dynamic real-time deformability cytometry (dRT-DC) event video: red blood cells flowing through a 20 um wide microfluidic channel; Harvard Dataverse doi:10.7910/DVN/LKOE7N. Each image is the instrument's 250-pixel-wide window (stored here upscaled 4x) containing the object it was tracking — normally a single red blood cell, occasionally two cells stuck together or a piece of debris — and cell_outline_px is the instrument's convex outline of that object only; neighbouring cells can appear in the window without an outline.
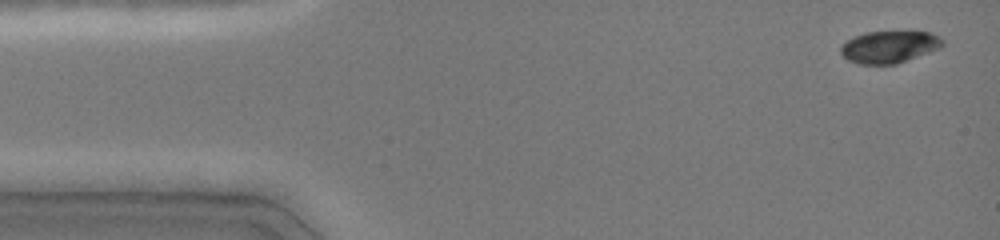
{"species": "common noctule bat (a hibernating species)", "species_latin": "Nyctalus noctula", "temperature_condition": "cold", "stored_images_in_passage": 15, "camera_frame_rate_fps": 3000, "um_per_image_px": 0.085, "animal": {"sex": "female", "body_mass_g": 19.0, "forearm_length_mm": 51.5}, "frame": {"image": 1, "passage_image": 1, "time_ms": 0.0, "image_size_px": [1000, 240], "cell_outline_px": [[944, 44], [940, 48], [896, 64], [860, 64], [848, 60], [840, 52], [840, 44], [852, 36], [864, 32], [932, 32], [940, 36], [944, 40]], "centroid_in_image_um": [75.57, 3.97], "position_along_channel_um": 9.4, "area_um2": 19.19}}
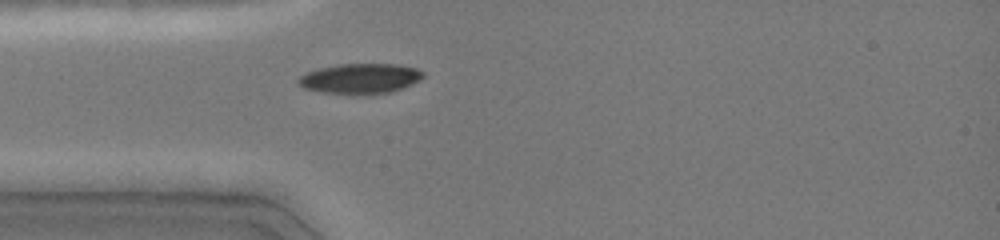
{"frame": {"image": 2, "passage_image": 12, "time_ms": 3.667, "image_size_px": [1000, 240], "cell_outline_px": [[424, 76], [420, 80], [412, 84], [392, 92], [360, 96], [352, 96], [324, 92], [304, 88], [296, 80], [300, 76], [316, 68], [340, 64], [396, 64], [416, 68], [424, 72]], "centroid_in_image_um": [30.63, 6.7], "position_along_channel_um": 54.4, "area_um2": 22.37}}